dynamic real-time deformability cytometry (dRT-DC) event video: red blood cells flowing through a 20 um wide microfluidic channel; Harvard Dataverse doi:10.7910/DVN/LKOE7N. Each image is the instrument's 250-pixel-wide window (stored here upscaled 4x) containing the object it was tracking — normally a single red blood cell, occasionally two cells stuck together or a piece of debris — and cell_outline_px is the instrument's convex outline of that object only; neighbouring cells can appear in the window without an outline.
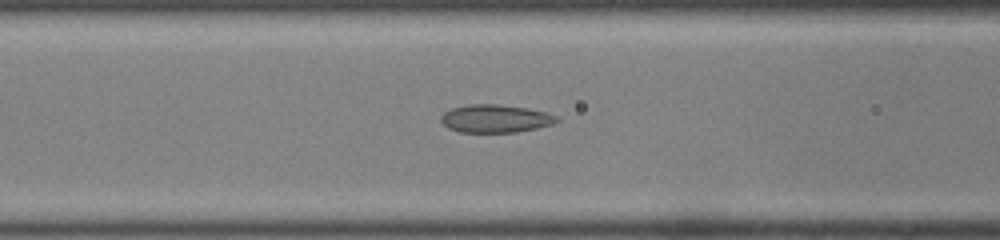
{"species": "common noctule bat (a hibernating species)", "species_latin": "Nyctalus noctula", "temperature_condition": "room temperature", "stored_images_in_passage": 31, "camera_frame_rate_fps": 3000, "um_per_image_px": 0.085, "animal": {"sex": "male", "body_mass_g": 19.0, "forearm_length_mm": 50.8}, "frame": {"image": 1, "passage_image": 9, "time_ms": 2.667, "image_size_px": [1000, 240], "cell_outline_px": [[560, 120], [552, 124], [536, 128], [516, 132], [460, 132], [448, 128], [440, 120], [440, 116], [444, 112], [452, 108], [472, 104], [496, 104], [528, 108], [544, 112], [556, 116]], "centroid_in_image_um": [42.08, 10.08], "position_along_channel_um": 124.5, "area_um2": 18.73}}
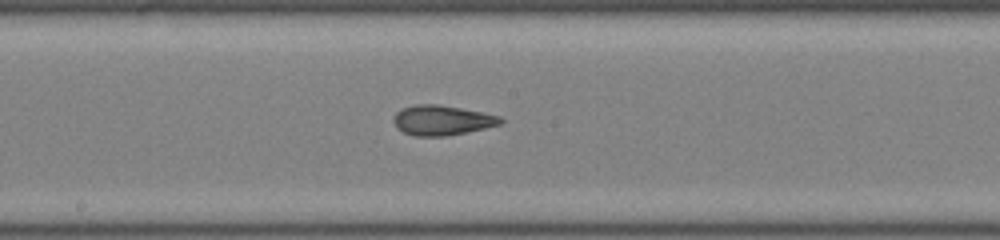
{"frame": {"image": 2, "passage_image": 15, "time_ms": 4.667, "image_size_px": [1000, 240], "cell_outline_px": [[504, 120], [500, 124], [484, 128], [448, 136], [412, 136], [396, 128], [392, 120], [396, 112], [404, 108], [416, 104], [436, 104], [460, 108], [500, 116]], "centroid_in_image_um": [37.53, 10.23], "position_along_channel_um": 210.7, "area_um2": 18.55}}
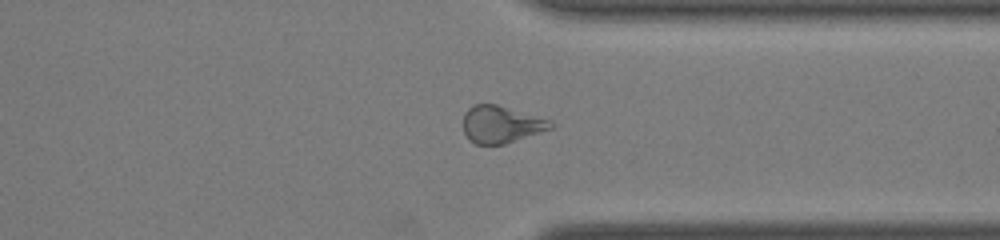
{"frame": {"image": 3, "passage_image": 26, "time_ms": 8.333, "image_size_px": [1000, 240], "cell_outline_px": [[556, 124], [552, 128], [504, 144], [476, 144], [468, 140], [464, 132], [464, 112], [472, 104], [496, 104], [552, 120]], "centroid_in_image_um": [42.59, 10.56], "position_along_channel_um": 368.8, "area_um2": 18.96}}